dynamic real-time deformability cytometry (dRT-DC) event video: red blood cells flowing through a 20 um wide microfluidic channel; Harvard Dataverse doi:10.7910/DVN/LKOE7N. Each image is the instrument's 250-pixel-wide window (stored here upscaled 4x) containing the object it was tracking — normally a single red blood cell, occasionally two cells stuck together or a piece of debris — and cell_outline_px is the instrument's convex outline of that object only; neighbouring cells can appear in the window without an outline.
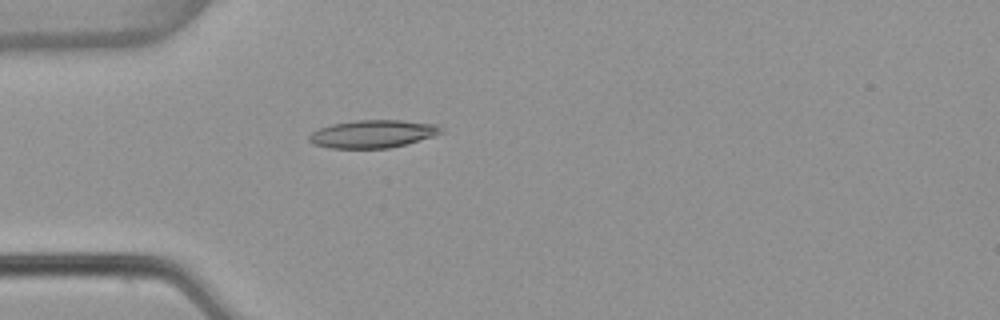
{"species": "common noctule bat (a hibernating species)", "species_latin": "Nyctalus noctula", "temperature_condition": "warm", "stored_images_in_passage": 1, "camera_frame_rate_fps": 3000, "um_per_image_px": 0.085, "animal": {"sex": "female", "body_mass_g": 22.7, "forearm_length_mm": 54.2}, "frame": {"image": 1, "passage_image": 1, "time_ms": 0.0, "image_size_px": [1000, 320], "cell_outline_px": [[444, 132], [436, 136], [388, 148], [328, 148], [312, 144], [308, 140], [308, 136], [312, 132], [320, 128], [332, 124], [356, 120], [400, 120], [440, 124]], "centroid_in_image_um": [31.71, 11.38], "position_along_channel_um": 53.3, "area_um2": 21.56}}